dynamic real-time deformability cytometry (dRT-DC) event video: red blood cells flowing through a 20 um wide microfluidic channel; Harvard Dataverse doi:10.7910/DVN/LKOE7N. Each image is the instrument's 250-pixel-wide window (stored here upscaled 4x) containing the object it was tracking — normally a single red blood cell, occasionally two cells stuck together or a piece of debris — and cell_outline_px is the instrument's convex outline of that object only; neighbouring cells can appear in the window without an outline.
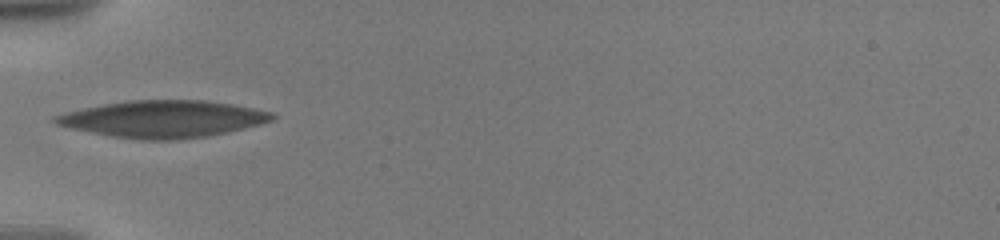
{"species": "human", "species_latin": "Homo sapiens", "temperature_condition": "warm", "stored_images_in_passage": 15, "camera_frame_rate_fps": 3000, "um_per_image_px": 0.085, "donor": {"sex": "male"}, "frame": {"image": 1, "passage_image": 1, "time_ms": 0.0, "image_size_px": [1000, 240], "cell_outline_px": [[276, 116], [272, 120], [260, 124], [228, 132], [204, 136], [176, 140], [140, 140], [112, 136], [72, 128], [56, 124], [52, 120], [52, 116], [64, 112], [124, 100], [208, 100], [232, 104], [272, 112]], "centroid_in_image_um": [13.84, 10.11], "position_along_channel_um": 71.2, "area_um2": 46.59}}
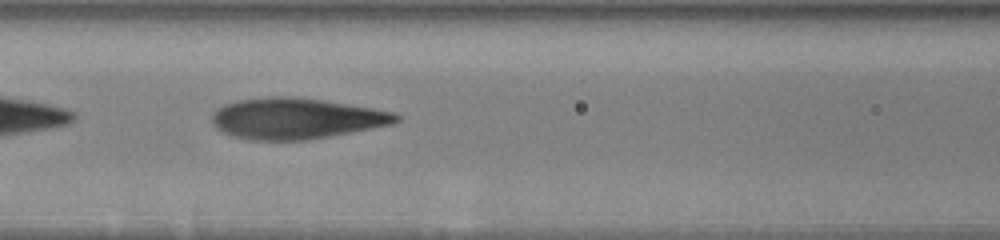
{"frame": {"image": 2, "passage_image": 10, "time_ms": 2.0, "image_size_px": [1000, 240], "cell_outline_px": [[400, 120], [392, 124], [328, 136], [304, 140], [252, 140], [236, 136], [224, 132], [216, 128], [212, 124], [212, 112], [216, 108], [224, 104], [240, 100], [268, 96], [296, 96], [348, 104], [396, 112], [400, 116]], "centroid_in_image_um": [25.15, 10.05], "position_along_channel_um": 141.5, "area_um2": 43.75}}
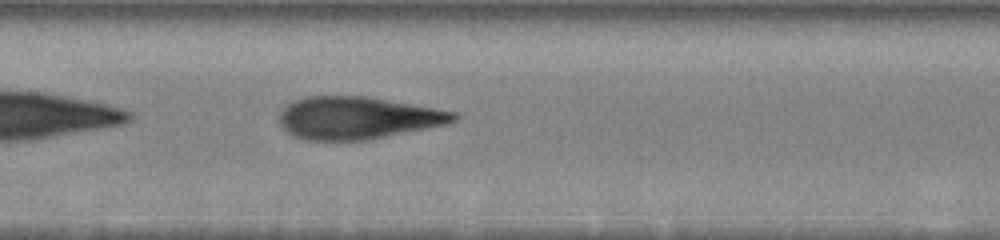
{"frame": {"image": 3, "passage_image": 13, "time_ms": 3.0, "image_size_px": [1000, 240], "cell_outline_px": [[460, 116], [456, 120], [448, 124], [364, 140], [304, 140], [292, 136], [280, 124], [280, 112], [288, 104], [304, 96], [368, 96], [456, 112]], "centroid_in_image_um": [30.39, 10.01], "position_along_channel_um": 177.0, "area_um2": 42.89}}